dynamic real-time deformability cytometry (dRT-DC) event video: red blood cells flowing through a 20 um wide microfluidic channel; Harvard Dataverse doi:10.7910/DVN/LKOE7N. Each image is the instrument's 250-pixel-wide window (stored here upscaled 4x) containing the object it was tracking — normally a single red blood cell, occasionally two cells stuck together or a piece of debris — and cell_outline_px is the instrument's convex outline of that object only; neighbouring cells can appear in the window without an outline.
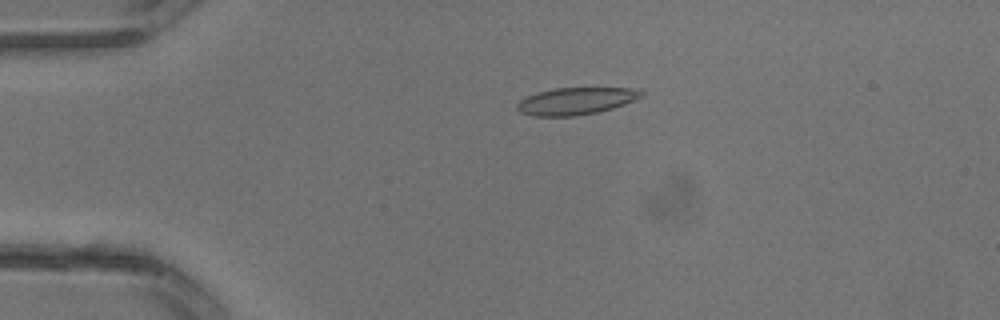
{"species": "common noctule bat (a hibernating species)", "species_latin": "Nyctalus noctula", "temperature_condition": "warm", "stored_images_in_passage": 31, "camera_frame_rate_fps": 3000, "um_per_image_px": 0.085, "animal": {"sex": "male", "body_mass_g": 13.3}, "frame": {"image": 1, "passage_image": 7, "time_ms": 2.0, "image_size_px": [1000, 320], "cell_outline_px": [[644, 96], [624, 104], [612, 108], [596, 112], [576, 116], [532, 116], [520, 112], [516, 108], [516, 104], [520, 100], [536, 92], [556, 88], [632, 88], [644, 92]], "centroid_in_image_um": [48.93, 8.59], "position_along_channel_um": 36.1, "area_um2": 19.59}}
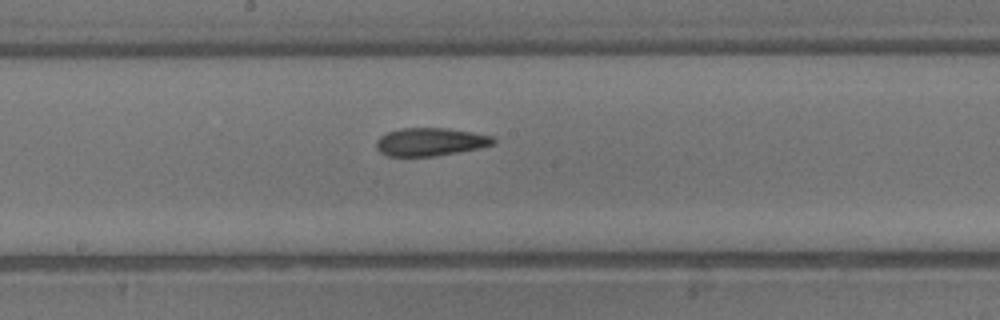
{"frame": {"image": 2, "passage_image": 17, "time_ms": 5.333, "image_size_px": [1000, 320], "cell_outline_px": [[496, 144], [480, 148], [436, 156], [388, 156], [380, 152], [376, 148], [376, 140], [380, 136], [388, 132], [400, 128], [448, 128], [472, 132], [492, 136], [496, 140]], "centroid_in_image_um": [36.59, 12.06], "position_along_channel_um": 211.6, "area_um2": 19.25}}
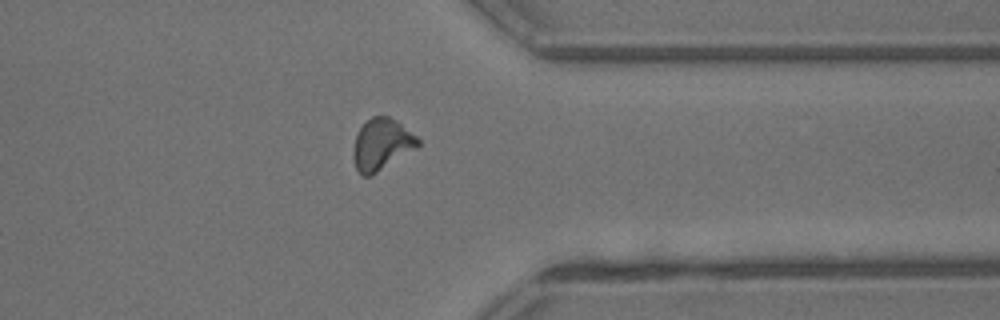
{"frame": {"image": 3, "passage_image": 25, "time_ms": 8.0, "image_size_px": [1000, 320], "cell_outline_px": [[420, 144], [416, 148], [372, 176], [364, 176], [356, 168], [352, 156], [352, 152], [356, 132], [372, 116], [388, 116], [396, 120], [416, 136], [420, 140]], "centroid_in_image_um": [32.42, 12.28], "position_along_channel_um": 379.0, "area_um2": 19.36}}